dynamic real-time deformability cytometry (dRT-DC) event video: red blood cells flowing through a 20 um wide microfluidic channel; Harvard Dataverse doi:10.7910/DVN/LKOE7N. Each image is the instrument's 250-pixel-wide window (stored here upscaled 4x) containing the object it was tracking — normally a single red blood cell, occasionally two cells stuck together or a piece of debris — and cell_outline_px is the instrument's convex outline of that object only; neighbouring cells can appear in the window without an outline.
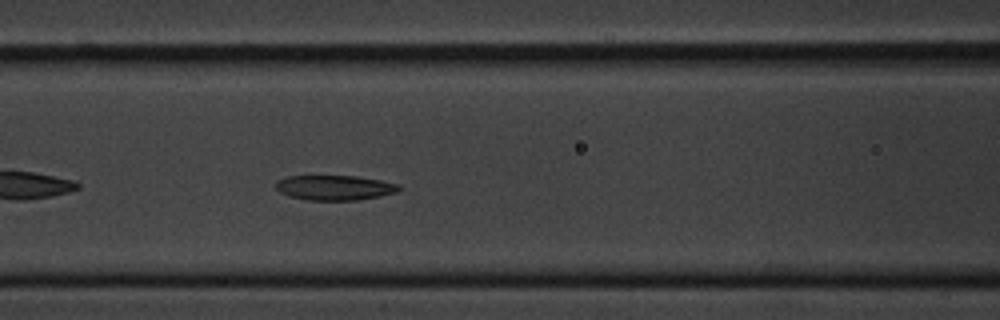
{"species": "common noctule bat (a hibernating species)", "species_latin": "Nyctalus noctula", "temperature_condition": "cold", "stored_images_in_passage": 6, "camera_frame_rate_fps": 3000, "um_per_image_px": 0.085, "animal": {"sex": "male", "body_mass_g": 20.1, "forearm_length_mm": 53.5}, "frame": {"image": 1, "passage_image": 6, "time_ms": 5.667, "image_size_px": [1000, 320], "cell_outline_px": [[400, 188], [396, 192], [380, 196], [356, 200], [308, 200], [288, 196], [280, 192], [276, 188], [276, 180], [288, 176], [356, 176], [380, 180], [400, 184]], "centroid_in_image_um": [28.43, 15.95], "position_along_channel_um": 138.2, "area_um2": 17.86}}